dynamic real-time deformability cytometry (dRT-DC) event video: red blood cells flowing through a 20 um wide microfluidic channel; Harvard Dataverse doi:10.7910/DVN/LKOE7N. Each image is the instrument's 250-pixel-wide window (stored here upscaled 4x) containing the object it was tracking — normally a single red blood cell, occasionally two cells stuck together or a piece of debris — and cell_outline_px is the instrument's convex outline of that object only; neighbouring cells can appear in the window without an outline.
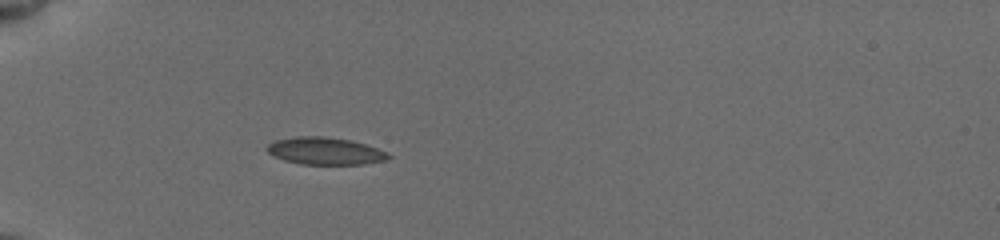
{"species": "common noctule bat (a hibernating species)", "species_latin": "Nyctalus noctula", "temperature_condition": "cold", "stored_images_in_passage": 7, "camera_frame_rate_fps": 3000, "um_per_image_px": 0.085, "animal": {"sex": "female", "body_mass_g": 19.5, "forearm_length_mm": 54.1}, "frame": {"image": 1, "passage_image": 1, "time_ms": 0.0, "image_size_px": [1000, 240], "cell_outline_px": [[392, 156], [384, 160], [364, 164], [300, 164], [284, 160], [272, 156], [264, 148], [268, 144], [276, 140], [296, 136], [324, 136], [348, 140], [364, 144], [388, 152]], "centroid_in_image_um": [27.59, 12.84], "position_along_channel_um": 57.4, "area_um2": 19.25}}
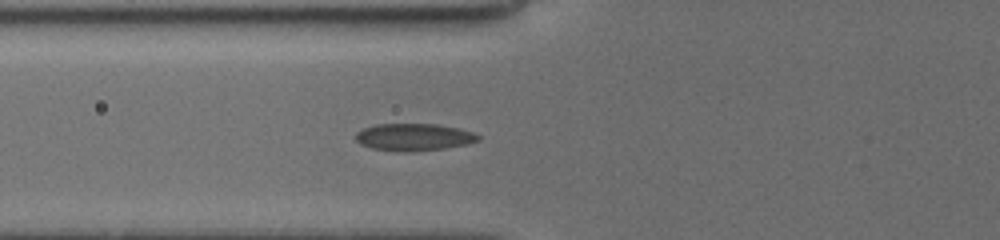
{"frame": {"image": 2, "passage_image": 5, "time_ms": 1.333, "image_size_px": [1000, 240], "cell_outline_px": [[480, 140], [468, 144], [444, 148], [412, 152], [400, 152], [372, 148], [360, 144], [356, 140], [356, 132], [364, 128], [376, 124], [436, 124], [456, 128], [472, 132], [480, 136]], "centroid_in_image_um": [35.16, 11.66], "position_along_channel_um": 90.6, "area_um2": 19.42}}